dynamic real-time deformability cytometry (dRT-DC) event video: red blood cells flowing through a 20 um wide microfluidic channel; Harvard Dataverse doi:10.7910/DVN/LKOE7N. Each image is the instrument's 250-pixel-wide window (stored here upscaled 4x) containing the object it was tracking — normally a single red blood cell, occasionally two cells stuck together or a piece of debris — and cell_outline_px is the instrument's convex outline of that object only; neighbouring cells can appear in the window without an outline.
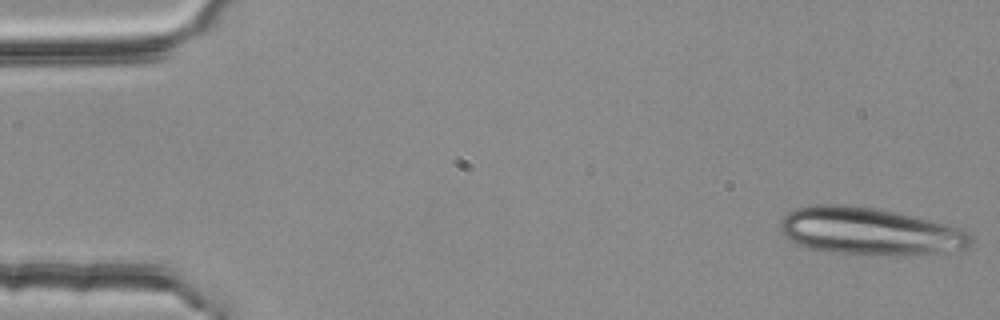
{"species": "common noctule bat (a hibernating species)", "species_latin": "Nyctalus noctula", "temperature_condition": "room temperature", "stored_images_in_passage": 20, "camera_frame_rate_fps": 3000, "um_per_image_px": 0.085, "animal": {"sex": "female", "body_mass_g": 25.1}, "frame": {"image": 1, "passage_image": 1, "time_ms": 0.0, "image_size_px": [1000, 320], "cell_outline_px": [[972, 244], [968, 248], [944, 252], [868, 256], [856, 256], [824, 252], [808, 248], [796, 244], [788, 240], [780, 232], [780, 220], [788, 212], [796, 208], [816, 204], [844, 204], [876, 208], [900, 212], [960, 228], [968, 232], [972, 236]], "centroid_in_image_um": [73.86, 19.67], "position_along_channel_um": 11.1, "area_um2": 53.58}}